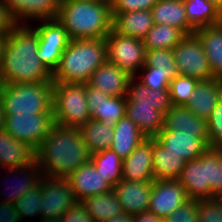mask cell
I'll list each match as a JSON object with an SVG mask.
<instances>
[{
    "label": "cell",
    "mask_w": 222,
    "mask_h": 222,
    "mask_svg": "<svg viewBox=\"0 0 222 222\" xmlns=\"http://www.w3.org/2000/svg\"><path fill=\"white\" fill-rule=\"evenodd\" d=\"M106 61L105 38L70 40L52 74V81L87 83L92 73Z\"/></svg>",
    "instance_id": "cell-4"
},
{
    "label": "cell",
    "mask_w": 222,
    "mask_h": 222,
    "mask_svg": "<svg viewBox=\"0 0 222 222\" xmlns=\"http://www.w3.org/2000/svg\"><path fill=\"white\" fill-rule=\"evenodd\" d=\"M199 222H222L216 204L212 200H198Z\"/></svg>",
    "instance_id": "cell-44"
},
{
    "label": "cell",
    "mask_w": 222,
    "mask_h": 222,
    "mask_svg": "<svg viewBox=\"0 0 222 222\" xmlns=\"http://www.w3.org/2000/svg\"><path fill=\"white\" fill-rule=\"evenodd\" d=\"M86 98L93 120L114 125L126 116V96H109L86 83Z\"/></svg>",
    "instance_id": "cell-14"
},
{
    "label": "cell",
    "mask_w": 222,
    "mask_h": 222,
    "mask_svg": "<svg viewBox=\"0 0 222 222\" xmlns=\"http://www.w3.org/2000/svg\"><path fill=\"white\" fill-rule=\"evenodd\" d=\"M131 77L126 71L106 61L92 73L87 83L109 96H126Z\"/></svg>",
    "instance_id": "cell-21"
},
{
    "label": "cell",
    "mask_w": 222,
    "mask_h": 222,
    "mask_svg": "<svg viewBox=\"0 0 222 222\" xmlns=\"http://www.w3.org/2000/svg\"><path fill=\"white\" fill-rule=\"evenodd\" d=\"M151 13L154 24L176 27L185 35L195 32L188 22L183 0H158L151 8Z\"/></svg>",
    "instance_id": "cell-23"
},
{
    "label": "cell",
    "mask_w": 222,
    "mask_h": 222,
    "mask_svg": "<svg viewBox=\"0 0 222 222\" xmlns=\"http://www.w3.org/2000/svg\"><path fill=\"white\" fill-rule=\"evenodd\" d=\"M163 129L194 134L200 140H208L207 120L197 117L186 106H172L164 115Z\"/></svg>",
    "instance_id": "cell-22"
},
{
    "label": "cell",
    "mask_w": 222,
    "mask_h": 222,
    "mask_svg": "<svg viewBox=\"0 0 222 222\" xmlns=\"http://www.w3.org/2000/svg\"><path fill=\"white\" fill-rule=\"evenodd\" d=\"M105 222H133V216L126 212H121Z\"/></svg>",
    "instance_id": "cell-50"
},
{
    "label": "cell",
    "mask_w": 222,
    "mask_h": 222,
    "mask_svg": "<svg viewBox=\"0 0 222 222\" xmlns=\"http://www.w3.org/2000/svg\"><path fill=\"white\" fill-rule=\"evenodd\" d=\"M122 179L127 181H154L153 137L144 138L136 149L123 160Z\"/></svg>",
    "instance_id": "cell-15"
},
{
    "label": "cell",
    "mask_w": 222,
    "mask_h": 222,
    "mask_svg": "<svg viewBox=\"0 0 222 222\" xmlns=\"http://www.w3.org/2000/svg\"><path fill=\"white\" fill-rule=\"evenodd\" d=\"M105 40L107 61L126 71L130 76L138 78V71L145 64L146 50L143 40L120 35L113 29Z\"/></svg>",
    "instance_id": "cell-9"
},
{
    "label": "cell",
    "mask_w": 222,
    "mask_h": 222,
    "mask_svg": "<svg viewBox=\"0 0 222 222\" xmlns=\"http://www.w3.org/2000/svg\"><path fill=\"white\" fill-rule=\"evenodd\" d=\"M155 138L167 149L185 161L198 159L208 148V140H200L194 134L162 129Z\"/></svg>",
    "instance_id": "cell-20"
},
{
    "label": "cell",
    "mask_w": 222,
    "mask_h": 222,
    "mask_svg": "<svg viewBox=\"0 0 222 222\" xmlns=\"http://www.w3.org/2000/svg\"><path fill=\"white\" fill-rule=\"evenodd\" d=\"M131 77L127 89L126 116L146 137H155L163 129L164 115L151 102V89Z\"/></svg>",
    "instance_id": "cell-7"
},
{
    "label": "cell",
    "mask_w": 222,
    "mask_h": 222,
    "mask_svg": "<svg viewBox=\"0 0 222 222\" xmlns=\"http://www.w3.org/2000/svg\"><path fill=\"white\" fill-rule=\"evenodd\" d=\"M81 202L94 222H105L123 212L113 190L88 197Z\"/></svg>",
    "instance_id": "cell-33"
},
{
    "label": "cell",
    "mask_w": 222,
    "mask_h": 222,
    "mask_svg": "<svg viewBox=\"0 0 222 222\" xmlns=\"http://www.w3.org/2000/svg\"><path fill=\"white\" fill-rule=\"evenodd\" d=\"M53 81L7 83L1 103L5 115L53 113Z\"/></svg>",
    "instance_id": "cell-5"
},
{
    "label": "cell",
    "mask_w": 222,
    "mask_h": 222,
    "mask_svg": "<svg viewBox=\"0 0 222 222\" xmlns=\"http://www.w3.org/2000/svg\"><path fill=\"white\" fill-rule=\"evenodd\" d=\"M5 85H6V82L4 81L3 76L0 74V101H1V98H2V95H3Z\"/></svg>",
    "instance_id": "cell-54"
},
{
    "label": "cell",
    "mask_w": 222,
    "mask_h": 222,
    "mask_svg": "<svg viewBox=\"0 0 222 222\" xmlns=\"http://www.w3.org/2000/svg\"><path fill=\"white\" fill-rule=\"evenodd\" d=\"M61 222H94L82 202H76L60 217Z\"/></svg>",
    "instance_id": "cell-45"
},
{
    "label": "cell",
    "mask_w": 222,
    "mask_h": 222,
    "mask_svg": "<svg viewBox=\"0 0 222 222\" xmlns=\"http://www.w3.org/2000/svg\"><path fill=\"white\" fill-rule=\"evenodd\" d=\"M67 179L77 202L112 190L91 160L75 170Z\"/></svg>",
    "instance_id": "cell-18"
},
{
    "label": "cell",
    "mask_w": 222,
    "mask_h": 222,
    "mask_svg": "<svg viewBox=\"0 0 222 222\" xmlns=\"http://www.w3.org/2000/svg\"><path fill=\"white\" fill-rule=\"evenodd\" d=\"M212 199H222V189Z\"/></svg>",
    "instance_id": "cell-58"
},
{
    "label": "cell",
    "mask_w": 222,
    "mask_h": 222,
    "mask_svg": "<svg viewBox=\"0 0 222 222\" xmlns=\"http://www.w3.org/2000/svg\"><path fill=\"white\" fill-rule=\"evenodd\" d=\"M165 220L168 222H199L198 200H189Z\"/></svg>",
    "instance_id": "cell-42"
},
{
    "label": "cell",
    "mask_w": 222,
    "mask_h": 222,
    "mask_svg": "<svg viewBox=\"0 0 222 222\" xmlns=\"http://www.w3.org/2000/svg\"><path fill=\"white\" fill-rule=\"evenodd\" d=\"M199 81L188 76L178 75L169 85L170 99L173 106H185L190 101L195 86Z\"/></svg>",
    "instance_id": "cell-38"
},
{
    "label": "cell",
    "mask_w": 222,
    "mask_h": 222,
    "mask_svg": "<svg viewBox=\"0 0 222 222\" xmlns=\"http://www.w3.org/2000/svg\"><path fill=\"white\" fill-rule=\"evenodd\" d=\"M34 29L39 36L37 55L44 66L53 74L70 39L65 28L57 20H41Z\"/></svg>",
    "instance_id": "cell-11"
},
{
    "label": "cell",
    "mask_w": 222,
    "mask_h": 222,
    "mask_svg": "<svg viewBox=\"0 0 222 222\" xmlns=\"http://www.w3.org/2000/svg\"><path fill=\"white\" fill-rule=\"evenodd\" d=\"M143 67L156 68L157 72L166 74L171 81L179 75L173 49L146 50Z\"/></svg>",
    "instance_id": "cell-36"
},
{
    "label": "cell",
    "mask_w": 222,
    "mask_h": 222,
    "mask_svg": "<svg viewBox=\"0 0 222 222\" xmlns=\"http://www.w3.org/2000/svg\"><path fill=\"white\" fill-rule=\"evenodd\" d=\"M6 171L8 172V175L10 174L15 179L18 177L15 176L17 173L20 172L21 174V179H19V182H16L17 185L15 184L14 186H11L12 189L10 191L8 189V194H5V192H3L6 195L4 197L5 199H3V202L8 203H15L17 199H19L23 194L27 193L29 190L34 189L40 183V179L42 177L41 170L38 164L36 163V160L24 167L8 168L6 169ZM5 182H7V180Z\"/></svg>",
    "instance_id": "cell-32"
},
{
    "label": "cell",
    "mask_w": 222,
    "mask_h": 222,
    "mask_svg": "<svg viewBox=\"0 0 222 222\" xmlns=\"http://www.w3.org/2000/svg\"><path fill=\"white\" fill-rule=\"evenodd\" d=\"M54 124L53 113L5 115L3 129L36 151Z\"/></svg>",
    "instance_id": "cell-8"
},
{
    "label": "cell",
    "mask_w": 222,
    "mask_h": 222,
    "mask_svg": "<svg viewBox=\"0 0 222 222\" xmlns=\"http://www.w3.org/2000/svg\"><path fill=\"white\" fill-rule=\"evenodd\" d=\"M133 222H162V219L150 211H144L133 216Z\"/></svg>",
    "instance_id": "cell-49"
},
{
    "label": "cell",
    "mask_w": 222,
    "mask_h": 222,
    "mask_svg": "<svg viewBox=\"0 0 222 222\" xmlns=\"http://www.w3.org/2000/svg\"><path fill=\"white\" fill-rule=\"evenodd\" d=\"M217 206V210L222 217V199H211Z\"/></svg>",
    "instance_id": "cell-53"
},
{
    "label": "cell",
    "mask_w": 222,
    "mask_h": 222,
    "mask_svg": "<svg viewBox=\"0 0 222 222\" xmlns=\"http://www.w3.org/2000/svg\"><path fill=\"white\" fill-rule=\"evenodd\" d=\"M79 129L90 154L111 148L114 132L113 124L90 119Z\"/></svg>",
    "instance_id": "cell-31"
},
{
    "label": "cell",
    "mask_w": 222,
    "mask_h": 222,
    "mask_svg": "<svg viewBox=\"0 0 222 222\" xmlns=\"http://www.w3.org/2000/svg\"><path fill=\"white\" fill-rule=\"evenodd\" d=\"M220 100L219 78H212L197 83L190 101L185 106L197 117L207 120Z\"/></svg>",
    "instance_id": "cell-26"
},
{
    "label": "cell",
    "mask_w": 222,
    "mask_h": 222,
    "mask_svg": "<svg viewBox=\"0 0 222 222\" xmlns=\"http://www.w3.org/2000/svg\"><path fill=\"white\" fill-rule=\"evenodd\" d=\"M220 99L222 101V77L219 78Z\"/></svg>",
    "instance_id": "cell-57"
},
{
    "label": "cell",
    "mask_w": 222,
    "mask_h": 222,
    "mask_svg": "<svg viewBox=\"0 0 222 222\" xmlns=\"http://www.w3.org/2000/svg\"><path fill=\"white\" fill-rule=\"evenodd\" d=\"M35 160V151L26 143L15 140L5 129L0 130V167L19 168Z\"/></svg>",
    "instance_id": "cell-25"
},
{
    "label": "cell",
    "mask_w": 222,
    "mask_h": 222,
    "mask_svg": "<svg viewBox=\"0 0 222 222\" xmlns=\"http://www.w3.org/2000/svg\"><path fill=\"white\" fill-rule=\"evenodd\" d=\"M194 34L203 45L213 77H222V23L199 28Z\"/></svg>",
    "instance_id": "cell-28"
},
{
    "label": "cell",
    "mask_w": 222,
    "mask_h": 222,
    "mask_svg": "<svg viewBox=\"0 0 222 222\" xmlns=\"http://www.w3.org/2000/svg\"><path fill=\"white\" fill-rule=\"evenodd\" d=\"M113 128V141L110 149L122 160L127 158L146 138L139 127L127 116L121 118L113 125Z\"/></svg>",
    "instance_id": "cell-27"
},
{
    "label": "cell",
    "mask_w": 222,
    "mask_h": 222,
    "mask_svg": "<svg viewBox=\"0 0 222 222\" xmlns=\"http://www.w3.org/2000/svg\"><path fill=\"white\" fill-rule=\"evenodd\" d=\"M16 25L7 6L0 1V36L7 37Z\"/></svg>",
    "instance_id": "cell-47"
},
{
    "label": "cell",
    "mask_w": 222,
    "mask_h": 222,
    "mask_svg": "<svg viewBox=\"0 0 222 222\" xmlns=\"http://www.w3.org/2000/svg\"><path fill=\"white\" fill-rule=\"evenodd\" d=\"M151 102L156 110L165 115V113L173 106L170 99L169 88L151 90Z\"/></svg>",
    "instance_id": "cell-46"
},
{
    "label": "cell",
    "mask_w": 222,
    "mask_h": 222,
    "mask_svg": "<svg viewBox=\"0 0 222 222\" xmlns=\"http://www.w3.org/2000/svg\"><path fill=\"white\" fill-rule=\"evenodd\" d=\"M206 182L214 195L222 189V148L206 150Z\"/></svg>",
    "instance_id": "cell-37"
},
{
    "label": "cell",
    "mask_w": 222,
    "mask_h": 222,
    "mask_svg": "<svg viewBox=\"0 0 222 222\" xmlns=\"http://www.w3.org/2000/svg\"><path fill=\"white\" fill-rule=\"evenodd\" d=\"M4 120H5V113L3 111L2 103L0 102V130L4 128Z\"/></svg>",
    "instance_id": "cell-52"
},
{
    "label": "cell",
    "mask_w": 222,
    "mask_h": 222,
    "mask_svg": "<svg viewBox=\"0 0 222 222\" xmlns=\"http://www.w3.org/2000/svg\"><path fill=\"white\" fill-rule=\"evenodd\" d=\"M42 203L41 218H60L77 200L67 178L40 179Z\"/></svg>",
    "instance_id": "cell-12"
},
{
    "label": "cell",
    "mask_w": 222,
    "mask_h": 222,
    "mask_svg": "<svg viewBox=\"0 0 222 222\" xmlns=\"http://www.w3.org/2000/svg\"><path fill=\"white\" fill-rule=\"evenodd\" d=\"M189 200L178 179L154 180L148 211L165 220Z\"/></svg>",
    "instance_id": "cell-13"
},
{
    "label": "cell",
    "mask_w": 222,
    "mask_h": 222,
    "mask_svg": "<svg viewBox=\"0 0 222 222\" xmlns=\"http://www.w3.org/2000/svg\"><path fill=\"white\" fill-rule=\"evenodd\" d=\"M39 222H61L60 218H40Z\"/></svg>",
    "instance_id": "cell-55"
},
{
    "label": "cell",
    "mask_w": 222,
    "mask_h": 222,
    "mask_svg": "<svg viewBox=\"0 0 222 222\" xmlns=\"http://www.w3.org/2000/svg\"><path fill=\"white\" fill-rule=\"evenodd\" d=\"M141 70L144 74L137 80L146 85L149 89L158 90L161 88H169L171 80L166 74L157 72L156 68L153 67H142L140 72Z\"/></svg>",
    "instance_id": "cell-41"
},
{
    "label": "cell",
    "mask_w": 222,
    "mask_h": 222,
    "mask_svg": "<svg viewBox=\"0 0 222 222\" xmlns=\"http://www.w3.org/2000/svg\"><path fill=\"white\" fill-rule=\"evenodd\" d=\"M208 144L211 148H222V101L211 112L207 119Z\"/></svg>",
    "instance_id": "cell-40"
},
{
    "label": "cell",
    "mask_w": 222,
    "mask_h": 222,
    "mask_svg": "<svg viewBox=\"0 0 222 222\" xmlns=\"http://www.w3.org/2000/svg\"><path fill=\"white\" fill-rule=\"evenodd\" d=\"M153 181L138 182L121 179L112 188L123 212L132 216L148 210Z\"/></svg>",
    "instance_id": "cell-17"
},
{
    "label": "cell",
    "mask_w": 222,
    "mask_h": 222,
    "mask_svg": "<svg viewBox=\"0 0 222 222\" xmlns=\"http://www.w3.org/2000/svg\"><path fill=\"white\" fill-rule=\"evenodd\" d=\"M57 20L70 40L105 38L112 30L110 0H61Z\"/></svg>",
    "instance_id": "cell-3"
},
{
    "label": "cell",
    "mask_w": 222,
    "mask_h": 222,
    "mask_svg": "<svg viewBox=\"0 0 222 222\" xmlns=\"http://www.w3.org/2000/svg\"><path fill=\"white\" fill-rule=\"evenodd\" d=\"M174 59L179 75L206 81L214 78L200 39L186 35L174 48Z\"/></svg>",
    "instance_id": "cell-10"
},
{
    "label": "cell",
    "mask_w": 222,
    "mask_h": 222,
    "mask_svg": "<svg viewBox=\"0 0 222 222\" xmlns=\"http://www.w3.org/2000/svg\"><path fill=\"white\" fill-rule=\"evenodd\" d=\"M209 2L214 3L217 7L222 10V0H208Z\"/></svg>",
    "instance_id": "cell-56"
},
{
    "label": "cell",
    "mask_w": 222,
    "mask_h": 222,
    "mask_svg": "<svg viewBox=\"0 0 222 222\" xmlns=\"http://www.w3.org/2000/svg\"><path fill=\"white\" fill-rule=\"evenodd\" d=\"M158 0H110L112 13L151 10Z\"/></svg>",
    "instance_id": "cell-43"
},
{
    "label": "cell",
    "mask_w": 222,
    "mask_h": 222,
    "mask_svg": "<svg viewBox=\"0 0 222 222\" xmlns=\"http://www.w3.org/2000/svg\"><path fill=\"white\" fill-rule=\"evenodd\" d=\"M29 25V26H28ZM16 25L6 38L0 74L7 83L52 80V73L37 55L39 36L30 24Z\"/></svg>",
    "instance_id": "cell-2"
},
{
    "label": "cell",
    "mask_w": 222,
    "mask_h": 222,
    "mask_svg": "<svg viewBox=\"0 0 222 222\" xmlns=\"http://www.w3.org/2000/svg\"><path fill=\"white\" fill-rule=\"evenodd\" d=\"M42 203V191L41 183H39L34 189L29 190L27 193L23 194L14 203L17 213L22 219L32 216L41 217V206Z\"/></svg>",
    "instance_id": "cell-39"
},
{
    "label": "cell",
    "mask_w": 222,
    "mask_h": 222,
    "mask_svg": "<svg viewBox=\"0 0 222 222\" xmlns=\"http://www.w3.org/2000/svg\"><path fill=\"white\" fill-rule=\"evenodd\" d=\"M186 161L169 152L153 137V177L154 180L178 179Z\"/></svg>",
    "instance_id": "cell-29"
},
{
    "label": "cell",
    "mask_w": 222,
    "mask_h": 222,
    "mask_svg": "<svg viewBox=\"0 0 222 222\" xmlns=\"http://www.w3.org/2000/svg\"><path fill=\"white\" fill-rule=\"evenodd\" d=\"M6 38L4 36H0V70L4 59V51L6 46Z\"/></svg>",
    "instance_id": "cell-51"
},
{
    "label": "cell",
    "mask_w": 222,
    "mask_h": 222,
    "mask_svg": "<svg viewBox=\"0 0 222 222\" xmlns=\"http://www.w3.org/2000/svg\"><path fill=\"white\" fill-rule=\"evenodd\" d=\"M112 29L120 35L143 40L153 27L151 10L112 13Z\"/></svg>",
    "instance_id": "cell-24"
},
{
    "label": "cell",
    "mask_w": 222,
    "mask_h": 222,
    "mask_svg": "<svg viewBox=\"0 0 222 222\" xmlns=\"http://www.w3.org/2000/svg\"><path fill=\"white\" fill-rule=\"evenodd\" d=\"M189 24L195 29L222 23V10L208 0H183Z\"/></svg>",
    "instance_id": "cell-30"
},
{
    "label": "cell",
    "mask_w": 222,
    "mask_h": 222,
    "mask_svg": "<svg viewBox=\"0 0 222 222\" xmlns=\"http://www.w3.org/2000/svg\"><path fill=\"white\" fill-rule=\"evenodd\" d=\"M178 180L191 200H211L215 196L206 182V151L198 159L186 162Z\"/></svg>",
    "instance_id": "cell-19"
},
{
    "label": "cell",
    "mask_w": 222,
    "mask_h": 222,
    "mask_svg": "<svg viewBox=\"0 0 222 222\" xmlns=\"http://www.w3.org/2000/svg\"><path fill=\"white\" fill-rule=\"evenodd\" d=\"M90 160L112 188L122 179L123 160L113 150L95 152Z\"/></svg>",
    "instance_id": "cell-35"
},
{
    "label": "cell",
    "mask_w": 222,
    "mask_h": 222,
    "mask_svg": "<svg viewBox=\"0 0 222 222\" xmlns=\"http://www.w3.org/2000/svg\"><path fill=\"white\" fill-rule=\"evenodd\" d=\"M186 35L170 25L154 24L143 39L145 50L173 49Z\"/></svg>",
    "instance_id": "cell-34"
},
{
    "label": "cell",
    "mask_w": 222,
    "mask_h": 222,
    "mask_svg": "<svg viewBox=\"0 0 222 222\" xmlns=\"http://www.w3.org/2000/svg\"><path fill=\"white\" fill-rule=\"evenodd\" d=\"M52 110L56 124L80 128L91 119L86 83L53 82Z\"/></svg>",
    "instance_id": "cell-6"
},
{
    "label": "cell",
    "mask_w": 222,
    "mask_h": 222,
    "mask_svg": "<svg viewBox=\"0 0 222 222\" xmlns=\"http://www.w3.org/2000/svg\"><path fill=\"white\" fill-rule=\"evenodd\" d=\"M22 218L17 213L14 203L1 201L0 222H22Z\"/></svg>",
    "instance_id": "cell-48"
},
{
    "label": "cell",
    "mask_w": 222,
    "mask_h": 222,
    "mask_svg": "<svg viewBox=\"0 0 222 222\" xmlns=\"http://www.w3.org/2000/svg\"><path fill=\"white\" fill-rule=\"evenodd\" d=\"M61 0H4V4L17 25L24 20L57 19Z\"/></svg>",
    "instance_id": "cell-16"
},
{
    "label": "cell",
    "mask_w": 222,
    "mask_h": 222,
    "mask_svg": "<svg viewBox=\"0 0 222 222\" xmlns=\"http://www.w3.org/2000/svg\"><path fill=\"white\" fill-rule=\"evenodd\" d=\"M90 158L80 129L56 123L35 151L42 176L49 178H67Z\"/></svg>",
    "instance_id": "cell-1"
}]
</instances>
